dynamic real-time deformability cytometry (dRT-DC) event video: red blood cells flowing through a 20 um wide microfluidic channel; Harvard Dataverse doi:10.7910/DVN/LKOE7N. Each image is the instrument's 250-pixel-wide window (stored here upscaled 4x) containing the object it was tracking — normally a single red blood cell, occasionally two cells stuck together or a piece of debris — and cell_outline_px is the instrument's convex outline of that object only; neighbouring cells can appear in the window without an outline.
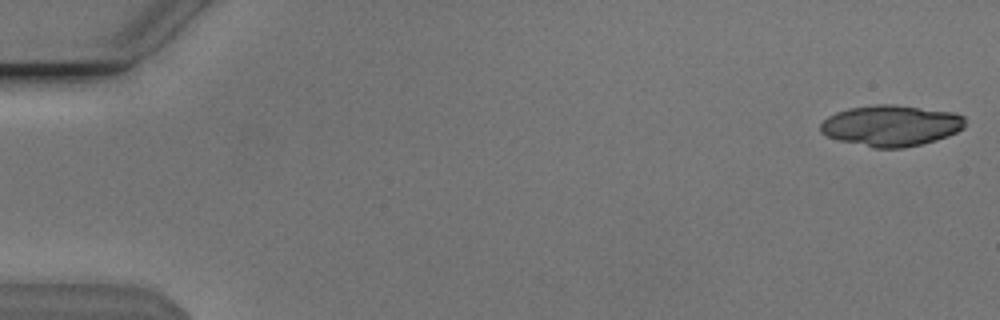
{"species": "Egyptian fruit bat (a non-hibernating species)", "species_latin": "Rousettus aegyptiacus", "temperature_condition": "cold", "stored_images_in_passage": 6, "camera_frame_rate_fps": 3000, "um_per_image_px": 0.085, "animal": {"sex": "male"}, "frame": {"image": 1, "passage_image": 1, "time_ms": 0.0, "image_size_px": [1000, 320], "cell_outline_px": [[964, 128], [948, 136], [936, 140], [904, 148], [876, 148], [836, 140], [820, 132], [820, 124], [828, 116], [836, 112], [848, 108], [876, 104], [892, 104], [952, 112], [964, 116]], "centroid_in_image_um": [75.71, 10.68], "position_along_channel_um": 9.3, "area_um2": 34.56}}